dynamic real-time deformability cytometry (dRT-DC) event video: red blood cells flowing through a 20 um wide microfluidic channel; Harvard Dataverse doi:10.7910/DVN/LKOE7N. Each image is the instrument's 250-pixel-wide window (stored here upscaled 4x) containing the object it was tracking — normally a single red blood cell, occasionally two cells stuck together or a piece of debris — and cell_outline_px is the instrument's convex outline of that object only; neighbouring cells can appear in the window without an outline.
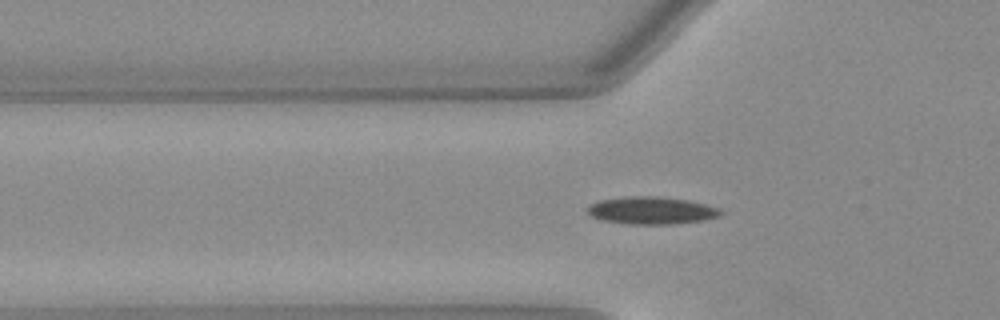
{"species": "Egyptian fruit bat (a non-hibernating species)", "species_latin": "Rousettus aegyptiacus", "temperature_condition": "warm", "stored_images_in_passage": 25, "camera_frame_rate_fps": 3000, "um_per_image_px": 0.085, "animal": {"sex": "female"}, "frame": {"image": 1, "passage_image": 8, "time_ms": 2.333, "image_size_px": [1000, 320], "cell_outline_px": [[724, 212], [720, 216], [704, 220], [672, 224], [628, 224], [604, 220], [592, 216], [588, 212], [588, 208], [592, 204], [600, 200], [632, 196], [652, 196], [688, 200], [720, 208]], "centroid_in_image_um": [55.43, 17.89], "position_along_channel_um": 70.4, "area_um2": 21.04}}
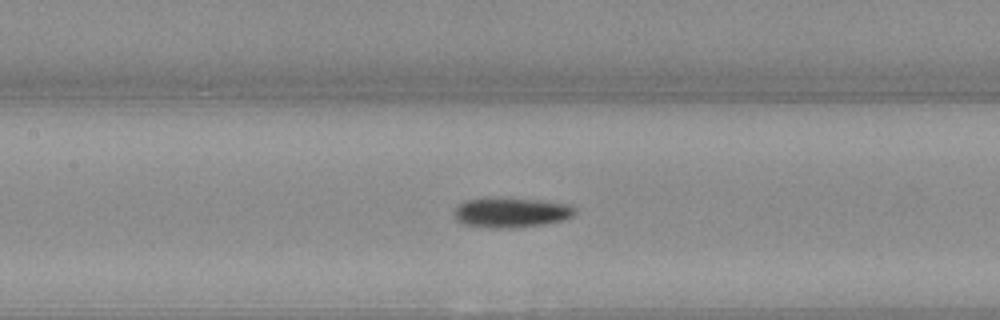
{"frame": {"image": 2, "passage_image": 15, "time_ms": 4.667, "image_size_px": [1000, 320], "cell_outline_px": [[576, 212], [572, 216], [564, 220], [544, 224], [520, 228], [484, 228], [460, 224], [456, 220], [452, 212], [464, 200], [536, 200], [568, 204], [576, 208]], "centroid_in_image_um": [43.43, 18.12], "position_along_channel_um": 164.0, "area_um2": 20.69}}
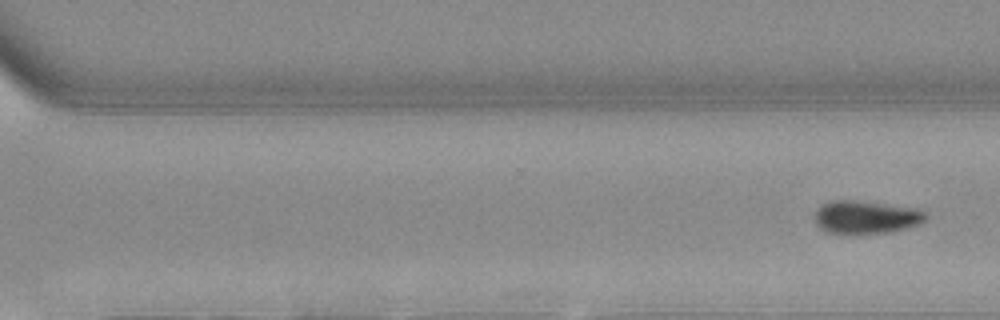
{"frame": {"image": 3, "passage_image": 25, "time_ms": 8.0, "image_size_px": [1000, 320], "cell_outline_px": [[928, 216], [920, 224], [908, 228], [888, 232], [828, 232], [820, 228], [816, 224], [816, 208], [820, 204], [828, 200], [852, 200], [916, 208], [924, 212]], "centroid_in_image_um": [73.6, 18.43], "position_along_channel_um": 297.0, "area_um2": 20.98}}